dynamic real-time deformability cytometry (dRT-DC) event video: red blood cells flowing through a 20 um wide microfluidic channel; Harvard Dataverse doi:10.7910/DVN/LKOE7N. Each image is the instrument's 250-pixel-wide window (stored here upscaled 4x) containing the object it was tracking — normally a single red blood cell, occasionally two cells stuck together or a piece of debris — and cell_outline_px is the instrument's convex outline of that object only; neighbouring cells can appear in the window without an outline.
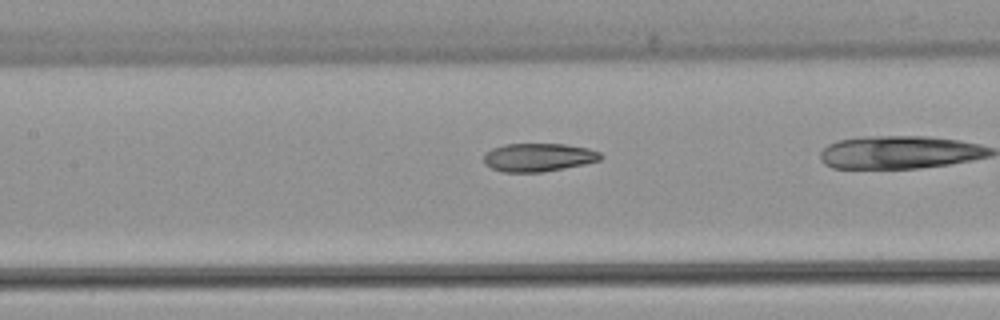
{"species": "common noctule bat (a hibernating species)", "species_latin": "Nyctalus noctula", "temperature_condition": "warm", "stored_images_in_passage": 38, "camera_frame_rate_fps": 3000, "um_per_image_px": 0.085, "animal": {"sex": "female", "body_mass_g": 22.7, "forearm_length_mm": 54.2}, "frame": {"image": 1, "passage_image": 22, "time_ms": 7.0, "image_size_px": [1000, 320], "cell_outline_px": [[604, 156], [600, 160], [584, 164], [544, 172], [500, 172], [484, 164], [484, 152], [492, 148], [504, 144], [564, 144], [588, 148], [600, 152]], "centroid_in_image_um": [45.75, 13.37], "position_along_channel_um": 161.7, "area_um2": 19.42}}